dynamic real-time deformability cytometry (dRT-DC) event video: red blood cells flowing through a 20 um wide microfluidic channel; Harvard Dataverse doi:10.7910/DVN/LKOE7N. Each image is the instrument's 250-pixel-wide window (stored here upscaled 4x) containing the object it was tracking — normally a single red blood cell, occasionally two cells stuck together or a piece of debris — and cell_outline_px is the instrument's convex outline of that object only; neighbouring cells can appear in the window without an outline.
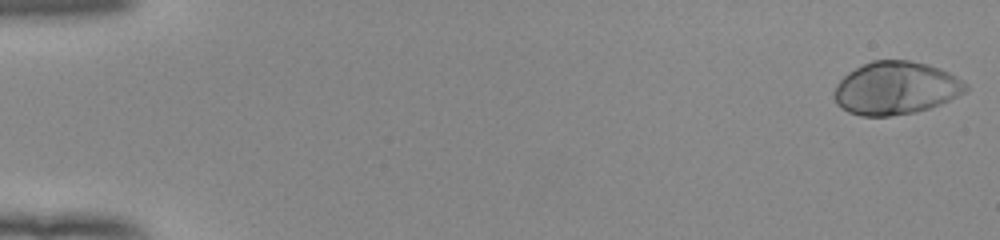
{"species": "human", "species_latin": "Homo sapiens", "temperature_condition": "room temperature", "stored_images_in_passage": 53, "camera_frame_rate_fps": 3000, "um_per_image_px": 0.085, "donor": {"sex": "female"}, "frame": {"image": 1, "passage_image": 1, "time_ms": 0.0, "image_size_px": [1000, 240], "cell_outline_px": [[968, 88], [964, 92], [940, 104], [916, 112], [892, 116], [860, 116], [848, 112], [840, 108], [836, 104], [832, 92], [836, 84], [848, 72], [872, 60], [908, 60], [928, 64], [940, 68], [964, 80], [968, 84]], "centroid_in_image_um": [76.11, 7.49], "position_along_channel_um": 8.9, "area_um2": 40.81}}
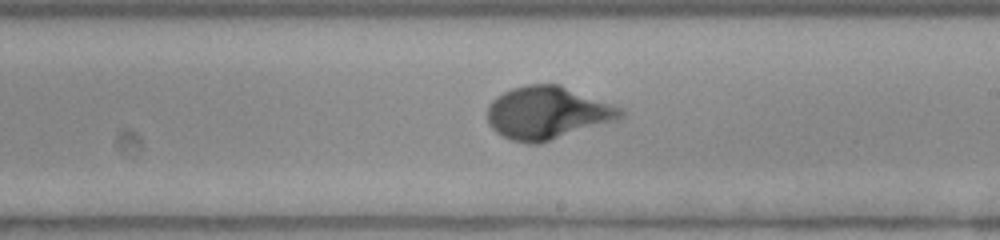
{"frame": {"image": 2, "passage_image": 32, "time_ms": 10.333, "image_size_px": [1000, 240], "cell_outline_px": [[624, 116], [616, 120], [536, 144], [528, 144], [512, 140], [496, 132], [488, 124], [488, 104], [496, 96], [512, 88], [528, 84], [560, 84], [624, 108]], "centroid_in_image_um": [46.53, 9.57], "position_along_channel_um": 242.5, "area_um2": 40.81}}
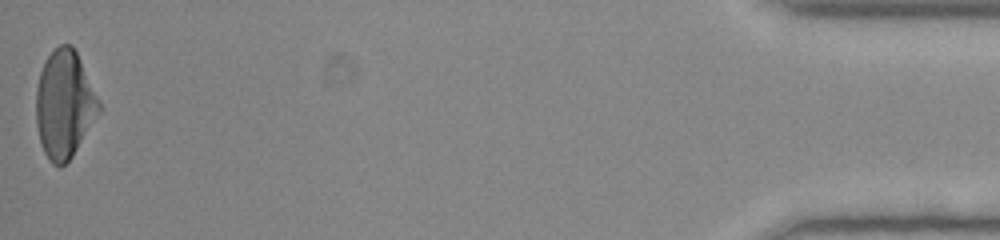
{"frame": {"image": 3, "passage_image": 53, "time_ms": 17.333, "image_size_px": [1000, 240], "cell_outline_px": [[104, 108], [72, 156], [60, 168], [52, 164], [48, 160], [44, 152], [40, 140], [36, 124], [36, 88], [40, 72], [44, 60], [60, 44], [72, 44]], "centroid_in_image_um": [5.49, 8.89], "position_along_channel_um": 429.7, "area_um2": 39.77}, "authors_computed_cell_mechanics": {"area_um2": 39.015, "velocity_mm_per_s": 3.9059, "shape_relaxation_time_tau1_ms": 3.3879, "shape_relaxation_time_tau2_ms": null, "deformation_change_tau1": 0.1982, "deformation_change_tau2": null}}